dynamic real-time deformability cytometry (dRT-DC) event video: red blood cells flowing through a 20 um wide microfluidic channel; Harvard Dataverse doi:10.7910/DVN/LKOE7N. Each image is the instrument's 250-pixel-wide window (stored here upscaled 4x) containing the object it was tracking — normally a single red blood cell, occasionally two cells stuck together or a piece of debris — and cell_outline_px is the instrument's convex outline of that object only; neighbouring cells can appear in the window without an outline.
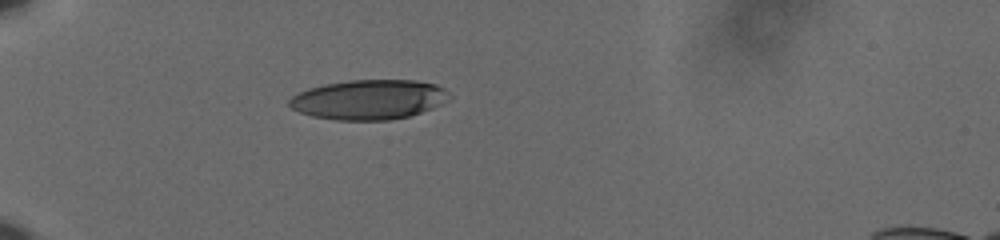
{"species": "human", "species_latin": "Homo sapiens", "temperature_condition": "cold", "stored_images_in_passage": 40, "camera_frame_rate_fps": 3000, "um_per_image_px": 0.085, "donor": {"sex": "male"}, "frame": {"image": 1, "passage_image": 1, "time_ms": 0.0, "image_size_px": [1000, 240], "cell_outline_px": [[452, 96], [448, 100], [432, 108], [408, 116], [388, 120], [336, 120], [312, 116], [300, 112], [292, 108], [288, 104], [288, 100], [292, 96], [308, 88], [324, 84], [348, 80], [416, 80], [436, 84], [444, 88]], "centroid_in_image_um": [31.36, 8.45], "position_along_channel_um": 53.6, "area_um2": 37.11}}
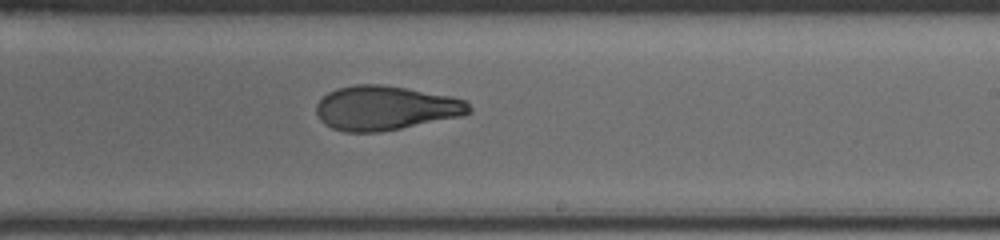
{"frame": {"image": 2, "passage_image": 20, "time_ms": 6.333, "image_size_px": [1000, 240], "cell_outline_px": [[472, 112], [464, 116], [380, 132], [344, 132], [332, 128], [324, 124], [320, 120], [316, 112], [316, 104], [328, 92], [336, 88], [352, 84], [380, 84], [452, 96], [464, 100], [472, 108]], "centroid_in_image_um": [32.76, 9.18], "position_along_channel_um": 256.2, "area_um2": 39.65}}
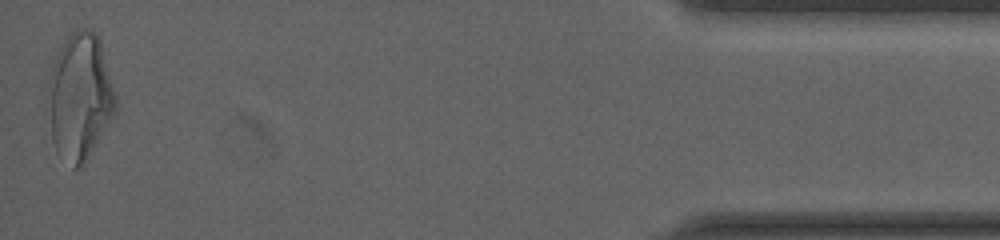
{"frame": {"image": 3, "passage_image": 40, "time_ms": 13.0, "image_size_px": [1000, 240], "cell_outline_px": [[116, 112], [84, 164], [80, 168], [72, 168], [56, 152], [52, 140], [48, 88], [48, 80], [52, 64], [60, 48], [68, 36], [76, 28], [88, 28], [100, 40], [116, 96]], "centroid_in_image_um": [6.79, 8.24], "position_along_channel_um": 428.4, "area_um2": 49.59}, "authors_computed_cell_mechanics": {"area_um2": 39.8531, "velocity_mm_per_s": 3.643, "shape_relaxation_time_tau1_ms": 8.6233, "shape_relaxation_time_tau2_ms": 1.9831, "deformation_change_tau1": 0.2518, "deformation_change_tau2": 0.0806}}